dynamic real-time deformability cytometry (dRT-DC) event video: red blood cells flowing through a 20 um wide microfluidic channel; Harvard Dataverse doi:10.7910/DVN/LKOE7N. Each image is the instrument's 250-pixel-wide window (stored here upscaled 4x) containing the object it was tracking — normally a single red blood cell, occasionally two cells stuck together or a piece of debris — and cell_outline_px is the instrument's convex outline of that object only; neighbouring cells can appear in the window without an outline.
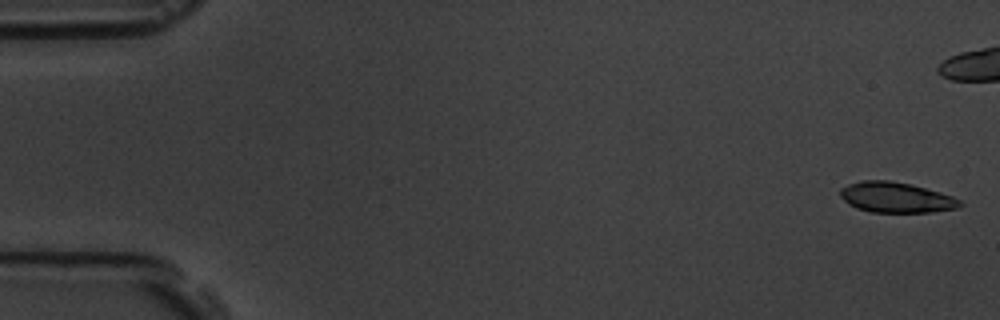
{"species": "common noctule bat (a hibernating species)", "species_latin": "Nyctalus noctula", "temperature_condition": "room temperature", "stored_images_in_passage": 16, "camera_frame_rate_fps": 3000, "um_per_image_px": 0.085, "animal": {"sex": "male", "body_mass_g": 19.5, "forearm_length_mm": 54.6}, "frame": {"image": 1, "passage_image": 1, "time_ms": 0.0, "image_size_px": [1000, 320], "cell_outline_px": [[964, 204], [956, 208], [932, 212], [872, 212], [856, 208], [848, 204], [840, 196], [840, 188], [848, 184], [860, 180], [892, 180], [912, 184], [940, 192], [952, 196], [960, 200]], "centroid_in_image_um": [76.15, 16.77], "position_along_channel_um": 8.9, "area_um2": 21.39}, "authors_computed_cell_mechanics": {"area_um2": 25.2297, "velocity_mm_per_s": 3.5844, "shape_relaxation_time_tau1_ms": 3.4382, "shape_relaxation_time_tau2_ms": null, "deformation_change_tau1": 0.1124, "deformation_change_tau2": null}}